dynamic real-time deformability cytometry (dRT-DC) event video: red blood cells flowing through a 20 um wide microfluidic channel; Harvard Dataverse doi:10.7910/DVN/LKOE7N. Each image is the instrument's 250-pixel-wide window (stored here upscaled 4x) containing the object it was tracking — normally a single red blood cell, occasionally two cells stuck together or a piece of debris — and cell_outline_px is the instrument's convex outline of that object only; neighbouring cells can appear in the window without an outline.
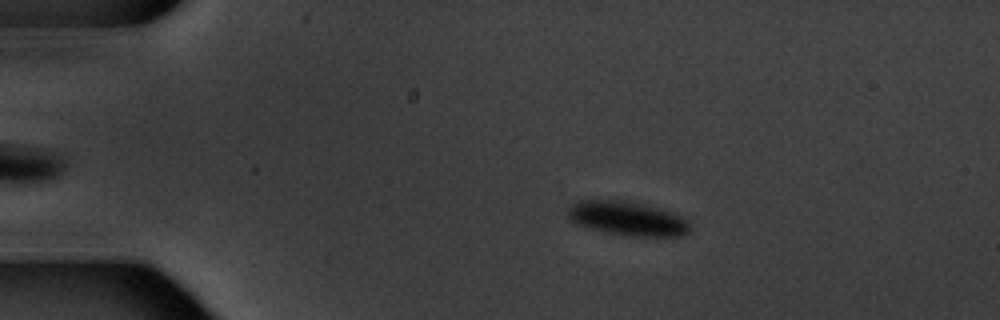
{"species": "common noctule bat (a hibernating species)", "species_latin": "Nyctalus noctula", "temperature_condition": "warm", "stored_images_in_passage": 4, "camera_frame_rate_fps": 3000, "um_per_image_px": 0.085, "animal": {"sex": "male", "body_mass_g": 20.1, "forearm_length_mm": 53.5}, "frame": {"image": 1, "passage_image": 3, "time_ms": 2.333, "image_size_px": [1000, 320], "cell_outline_px": [[688, 232], [684, 236], [632, 236], [608, 232], [588, 228], [576, 224], [568, 216], [568, 208], [572, 204], [580, 200], [624, 200], [644, 204], [672, 212], [680, 216], [688, 224]], "centroid_in_image_um": [53.3, 18.56], "position_along_channel_um": 31.7, "area_um2": 23.99}}